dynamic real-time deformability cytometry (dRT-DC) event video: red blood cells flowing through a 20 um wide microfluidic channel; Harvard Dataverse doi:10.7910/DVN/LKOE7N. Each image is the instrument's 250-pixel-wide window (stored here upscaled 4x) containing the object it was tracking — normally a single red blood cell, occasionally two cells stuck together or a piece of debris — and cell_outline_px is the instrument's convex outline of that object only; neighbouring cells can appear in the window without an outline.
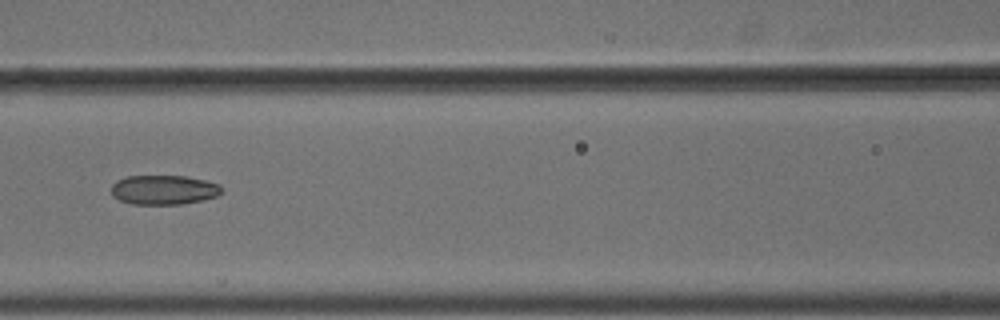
{"species": "common noctule bat (a hibernating species)", "species_latin": "Nyctalus noctula", "temperature_condition": "cold", "stored_images_in_passage": 15, "camera_frame_rate_fps": 3000, "um_per_image_px": 0.085, "animal": {"sex": "male", "body_mass_g": 18.8}, "frame": {"image": 1, "passage_image": 7, "time_ms": 2.0, "image_size_px": [1000, 320], "cell_outline_px": [[224, 188], [216, 196], [204, 200], [180, 204], [132, 204], [120, 200], [112, 196], [112, 184], [116, 180], [128, 176], [188, 176], [220, 184]], "centroid_in_image_um": [13.93, 16.13], "position_along_channel_um": 152.7, "area_um2": 19.02}}
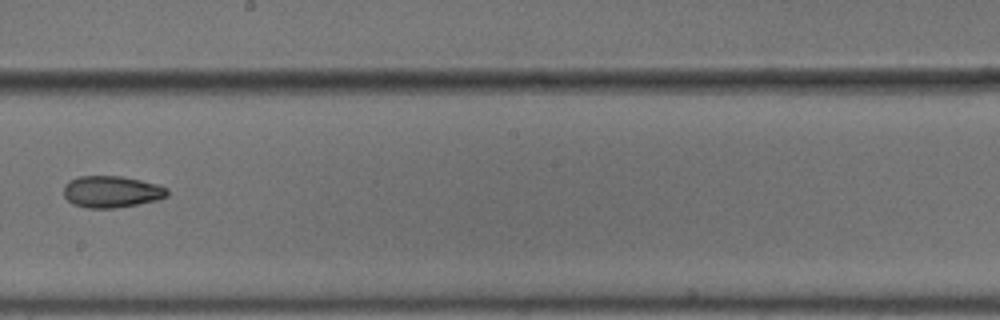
{"frame": {"image": 2, "passage_image": 9, "time_ms": 2.667, "image_size_px": [1000, 320], "cell_outline_px": [[168, 196], [156, 200], [116, 208], [88, 208], [72, 204], [64, 196], [64, 184], [80, 176], [120, 176], [140, 180], [156, 184], [168, 188]], "centroid_in_image_um": [9.48, 16.3], "position_along_channel_um": 238.7, "area_um2": 19.02}}
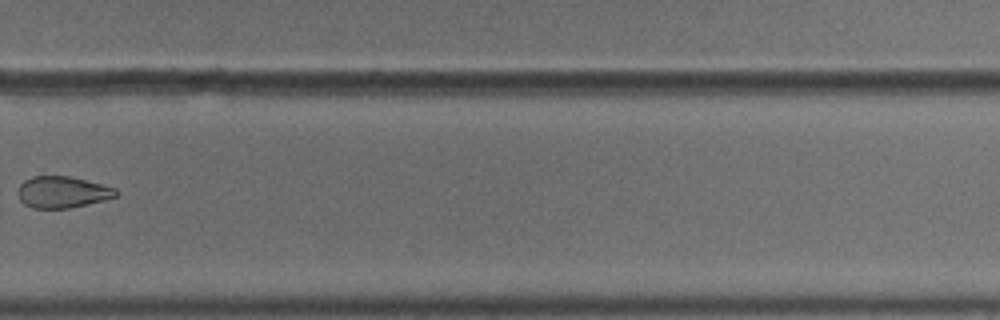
{"frame": {"image": 3, "passage_image": 11, "time_ms": 3.333, "image_size_px": [1000, 320], "cell_outline_px": [[120, 192], [116, 196], [104, 200], [68, 208], [32, 208], [24, 204], [20, 200], [16, 192], [20, 184], [24, 180], [32, 176], [68, 176], [116, 188]], "centroid_in_image_um": [5.27, 16.33], "position_along_channel_um": 324.5, "area_um2": 17.98}}